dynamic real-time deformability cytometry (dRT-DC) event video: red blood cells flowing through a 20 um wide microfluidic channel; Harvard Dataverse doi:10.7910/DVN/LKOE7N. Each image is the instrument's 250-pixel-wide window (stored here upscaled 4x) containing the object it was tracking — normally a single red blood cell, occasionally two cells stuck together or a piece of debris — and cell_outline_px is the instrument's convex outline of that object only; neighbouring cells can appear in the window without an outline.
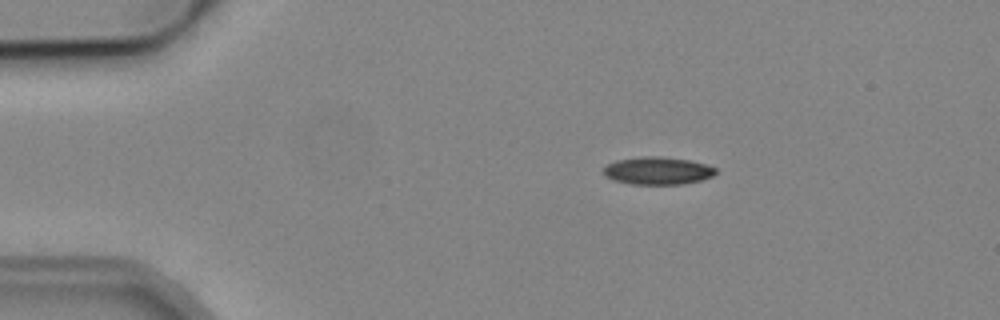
{"species": "common noctule bat (a hibernating species)", "species_latin": "Nyctalus noctula", "temperature_condition": "cold", "stored_images_in_passage": 3, "camera_frame_rate_fps": 3000, "um_per_image_px": 0.085, "animal": {"sex": "male", "body_mass_g": 19.2, "forearm_length_mm": 51.8}, "frame": {"image": 1, "passage_image": 1, "time_ms": 0.0, "image_size_px": [1000, 320], "cell_outline_px": [[716, 172], [712, 176], [700, 180], [684, 184], [632, 184], [612, 180], [604, 176], [604, 168], [608, 164], [616, 160], [652, 156], [688, 160], [704, 164], [716, 168]], "centroid_in_image_um": [55.88, 14.53], "position_along_channel_um": 29.1, "area_um2": 17.74}}